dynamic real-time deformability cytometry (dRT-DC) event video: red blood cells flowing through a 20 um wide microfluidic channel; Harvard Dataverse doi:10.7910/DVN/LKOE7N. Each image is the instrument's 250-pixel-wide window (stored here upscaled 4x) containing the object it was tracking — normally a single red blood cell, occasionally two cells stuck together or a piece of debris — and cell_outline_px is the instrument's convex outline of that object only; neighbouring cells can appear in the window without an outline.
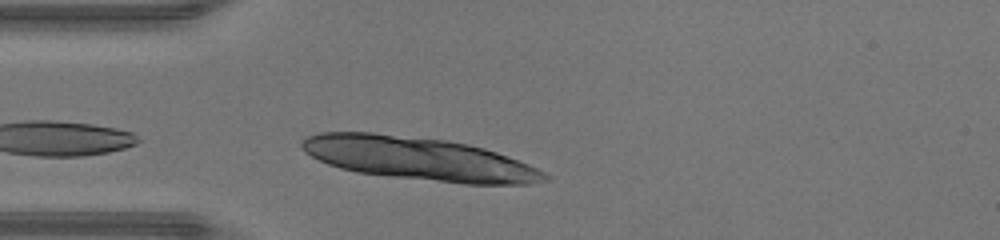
{"species": "human", "species_latin": "Homo sapiens", "temperature_condition": "warm", "stored_images_in_passage": 5, "camera_frame_rate_fps": 3000, "um_per_image_px": 0.085, "donor": {"sex": "male"}, "frame": {"image": 1, "passage_image": 1, "time_ms": 0.0, "image_size_px": [1000, 240], "cell_outline_px": [[552, 176], [548, 180], [532, 184], [464, 184], [356, 172], [340, 168], [328, 164], [304, 152], [300, 148], [300, 140], [304, 136], [320, 132], [372, 132], [444, 140], [468, 144], [484, 148], [508, 156], [528, 164]], "centroid_in_image_um": [35.59, 13.48], "position_along_channel_um": 49.4, "area_um2": 60.98}}